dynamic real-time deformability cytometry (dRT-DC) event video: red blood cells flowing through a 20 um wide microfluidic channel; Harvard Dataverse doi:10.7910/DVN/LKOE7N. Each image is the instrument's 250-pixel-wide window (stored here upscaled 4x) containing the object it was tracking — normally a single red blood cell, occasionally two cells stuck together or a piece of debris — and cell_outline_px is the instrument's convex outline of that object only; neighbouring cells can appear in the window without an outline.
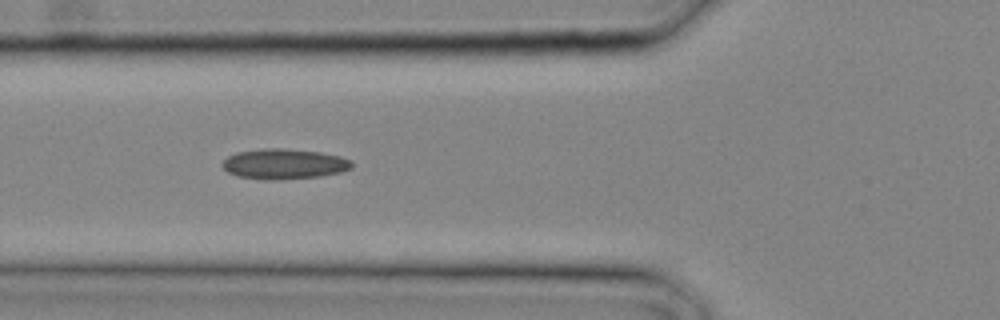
{"species": "common noctule bat (a hibernating species)", "species_latin": "Nyctalus noctula", "temperature_condition": "cold", "stored_images_in_passage": 16, "camera_frame_rate_fps": 3000, "um_per_image_px": 0.085, "animal": {"sex": "male", "body_mass_g": 20.4}, "frame": {"image": 1, "passage_image": 7, "time_ms": 2.0, "image_size_px": [1000, 320], "cell_outline_px": [[352, 168], [340, 172], [320, 176], [276, 180], [264, 180], [236, 176], [228, 172], [220, 164], [228, 156], [236, 152], [260, 148], [284, 148], [320, 152], [340, 156], [352, 160]], "centroid_in_image_um": [24.12, 13.93], "position_along_channel_um": 101.7, "area_um2": 23.06}}